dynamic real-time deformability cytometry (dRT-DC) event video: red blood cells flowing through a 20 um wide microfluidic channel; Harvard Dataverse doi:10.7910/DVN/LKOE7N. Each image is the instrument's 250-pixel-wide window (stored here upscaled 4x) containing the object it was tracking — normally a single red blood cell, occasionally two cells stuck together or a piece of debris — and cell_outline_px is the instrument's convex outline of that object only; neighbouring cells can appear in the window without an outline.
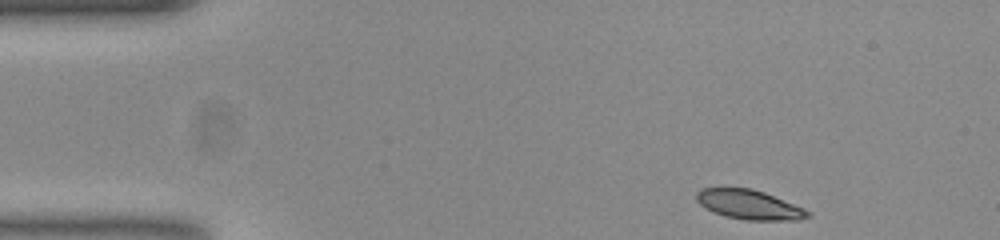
{"species": "common noctule bat (a hibernating species)", "species_latin": "Nyctalus noctula", "temperature_condition": "room temperature", "stored_images_in_passage": 48, "camera_frame_rate_fps": 3000, "um_per_image_px": 0.085, "animal": {"sex": "female", "body_mass_g": 23.0, "forearm_length_mm": 53.4}, "frame": {"image": 1, "passage_image": 1, "time_ms": 0.0, "image_size_px": [1000, 240], "cell_outline_px": [[812, 216], [800, 220], [744, 220], [724, 216], [712, 212], [704, 208], [696, 200], [696, 192], [700, 188], [752, 188], [764, 192], [804, 208], [812, 212]], "centroid_in_image_um": [63.68, 17.4], "position_along_channel_um": 21.3, "area_um2": 19.36}}
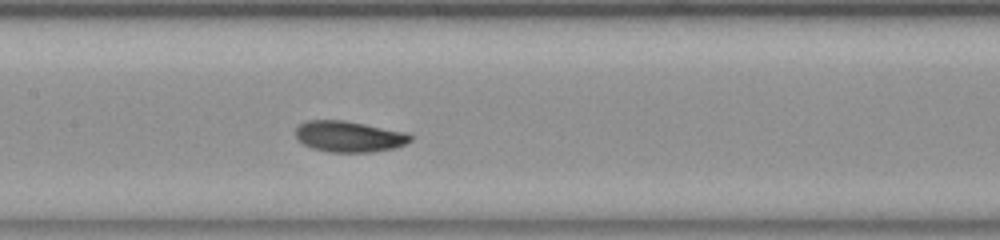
{"frame": {"image": 2, "passage_image": 20, "time_ms": 6.333, "image_size_px": [1000, 240], "cell_outline_px": [[412, 140], [396, 148], [372, 152], [328, 152], [312, 148], [304, 144], [296, 136], [296, 128], [300, 124], [308, 120], [344, 120], [408, 132], [412, 136]], "centroid_in_image_um": [29.7, 11.6], "position_along_channel_um": 177.7, "area_um2": 20.81}}
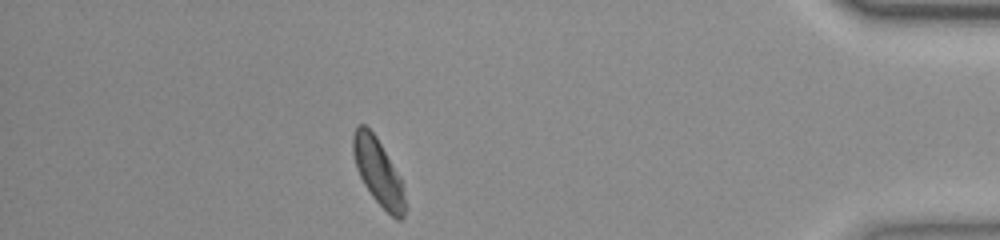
{"frame": {"image": 3, "passage_image": 42, "time_ms": 13.667, "image_size_px": [1000, 240], "cell_outline_px": [[408, 208], [404, 216], [400, 220], [396, 220], [372, 196], [364, 184], [356, 168], [352, 152], [352, 136], [356, 124], [364, 124], [376, 136], [400, 180]], "centroid_in_image_um": [32.12, 14.62], "position_along_channel_um": 403.1, "area_um2": 19.83}, "authors_computed_cell_mechanics": {"area_um2": 20.2878, "velocity_mm_per_s": 3.7265, "shape_relaxation_time_tau1_ms": 1.9874, "shape_relaxation_time_tau2_ms": 2.9877, "deformation_change_tau1": 0.0933, "deformation_change_tau2": 0.0628}}